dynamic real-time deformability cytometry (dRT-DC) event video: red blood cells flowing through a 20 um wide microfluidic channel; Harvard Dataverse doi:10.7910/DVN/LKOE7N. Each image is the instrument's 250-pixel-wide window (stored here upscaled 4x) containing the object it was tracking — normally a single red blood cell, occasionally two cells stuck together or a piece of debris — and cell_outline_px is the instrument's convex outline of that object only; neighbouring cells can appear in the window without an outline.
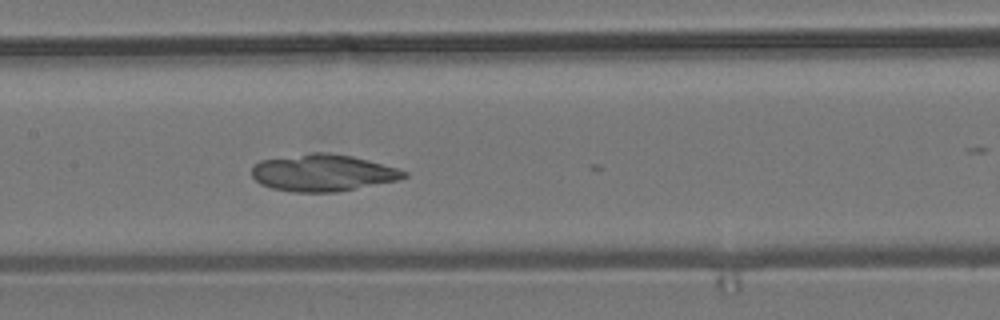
{"species": "common noctule bat (a hibernating species)", "species_latin": "Nyctalus noctula", "temperature_condition": "room temperature", "stored_images_in_passage": 22, "camera_frame_rate_fps": 3000, "um_per_image_px": 0.085, "animal": {"sex": "male", "body_mass_g": 19.2, "forearm_length_mm": 51.8}, "frame": {"image": 1, "passage_image": 21, "time_ms": 6.667, "image_size_px": [1000, 320], "cell_outline_px": [[408, 176], [400, 180], [336, 192], [292, 192], [272, 188], [260, 184], [252, 176], [252, 164], [260, 160], [312, 152], [328, 152], [352, 156], [368, 160], [396, 168], [408, 172]], "centroid_in_image_um": [27.42, 14.68], "position_along_channel_um": 180.0, "area_um2": 32.89}}